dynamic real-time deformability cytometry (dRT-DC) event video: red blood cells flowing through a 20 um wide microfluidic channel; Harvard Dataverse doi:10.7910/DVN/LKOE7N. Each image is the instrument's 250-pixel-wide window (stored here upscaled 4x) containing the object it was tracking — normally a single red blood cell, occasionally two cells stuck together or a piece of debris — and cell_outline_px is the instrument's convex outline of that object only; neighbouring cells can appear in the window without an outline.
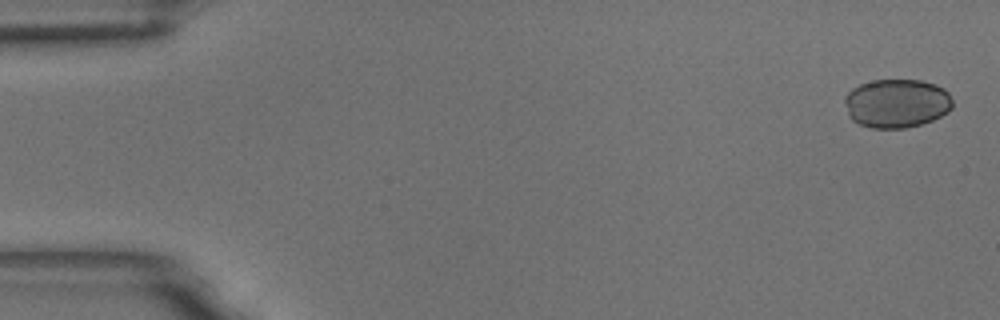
{"species": "common noctule bat (a hibernating species)", "species_latin": "Nyctalus noctula", "temperature_condition": "room temperature", "stored_images_in_passage": 5, "camera_frame_rate_fps": 3000, "um_per_image_px": 0.085, "animal": {"sex": "male", "body_mass_g": 18.8}, "frame": {"image": 1, "passage_image": 1, "time_ms": 0.0, "image_size_px": [1000, 320], "cell_outline_px": [[952, 108], [948, 112], [932, 120], [920, 124], [904, 128], [872, 128], [860, 124], [852, 120], [848, 116], [844, 100], [844, 96], [852, 88], [860, 84], [872, 80], [920, 80], [936, 84], [944, 88], [948, 92], [952, 100]], "centroid_in_image_um": [76.21, 8.77], "position_along_channel_um": 8.8, "area_um2": 30.87}}
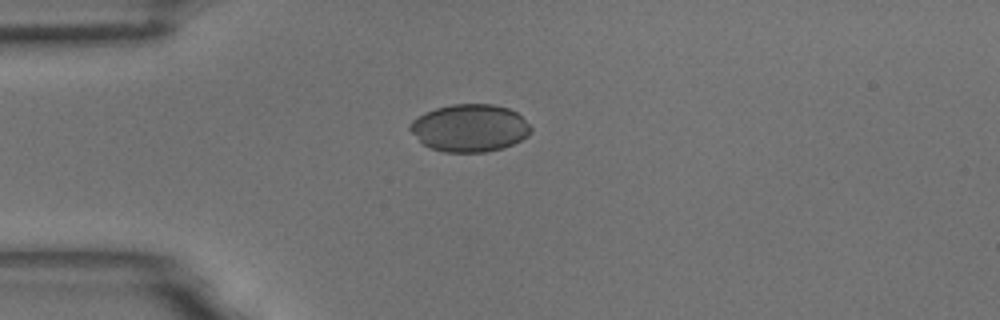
{"frame": {"image": 2, "passage_image": 5, "time_ms": 1.333, "image_size_px": [1000, 320], "cell_outline_px": [[532, 132], [528, 136], [504, 148], [488, 152], [444, 152], [432, 148], [424, 144], [408, 128], [408, 124], [412, 120], [424, 112], [436, 108], [452, 104], [492, 104], [508, 108], [516, 112], [532, 128]], "centroid_in_image_um": [39.93, 10.88], "position_along_channel_um": 45.1, "area_um2": 33.41}}